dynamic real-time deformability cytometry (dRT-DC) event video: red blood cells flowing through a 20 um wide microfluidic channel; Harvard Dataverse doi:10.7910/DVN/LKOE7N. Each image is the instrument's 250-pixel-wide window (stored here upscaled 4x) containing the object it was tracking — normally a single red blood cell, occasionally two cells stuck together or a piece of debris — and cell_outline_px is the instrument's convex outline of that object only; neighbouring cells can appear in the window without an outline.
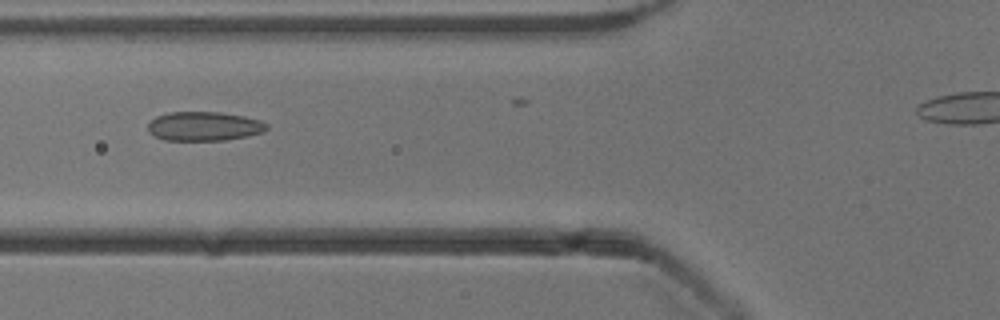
{"species": "common noctule bat (a hibernating species)", "species_latin": "Nyctalus noctula", "temperature_condition": "cold", "stored_images_in_passage": 15, "camera_frame_rate_fps": 3000, "um_per_image_px": 0.085, "animal": {"sex": "male", "body_mass_g": 13.3}, "frame": {"image": 1, "passage_image": 2, "time_ms": 0.333, "image_size_px": [1000, 320], "cell_outline_px": [[268, 128], [264, 132], [248, 136], [224, 140], [164, 140], [148, 132], [148, 124], [156, 116], [168, 112], [220, 112], [244, 116], [260, 120], [268, 124]], "centroid_in_image_um": [17.36, 10.73], "position_along_channel_um": 108.4, "area_um2": 20.23}}
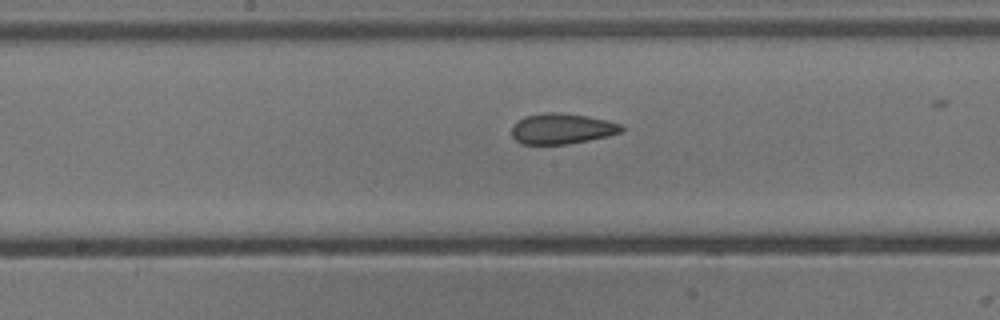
{"frame": {"image": 2, "passage_image": 9, "time_ms": 2.667, "image_size_px": [1000, 320], "cell_outline_px": [[624, 132], [608, 136], [568, 144], [520, 144], [512, 136], [512, 128], [520, 120], [528, 116], [548, 112], [560, 112], [588, 116], [608, 120], [620, 124], [624, 128]], "centroid_in_image_um": [47.81, 10.94], "position_along_channel_um": 200.4, "area_um2": 19.48}}
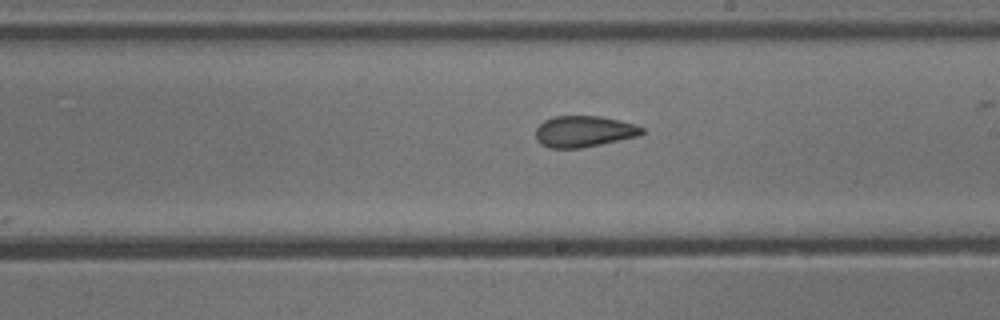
{"frame": {"image": 3, "passage_image": 12, "time_ms": 3.667, "image_size_px": [1000, 320], "cell_outline_px": [[644, 132], [640, 136], [580, 148], [548, 148], [540, 144], [536, 140], [536, 128], [544, 120], [552, 116], [600, 116], [620, 120], [636, 124], [644, 128]], "centroid_in_image_um": [49.63, 11.17], "position_along_channel_um": 239.4, "area_um2": 19.54}}